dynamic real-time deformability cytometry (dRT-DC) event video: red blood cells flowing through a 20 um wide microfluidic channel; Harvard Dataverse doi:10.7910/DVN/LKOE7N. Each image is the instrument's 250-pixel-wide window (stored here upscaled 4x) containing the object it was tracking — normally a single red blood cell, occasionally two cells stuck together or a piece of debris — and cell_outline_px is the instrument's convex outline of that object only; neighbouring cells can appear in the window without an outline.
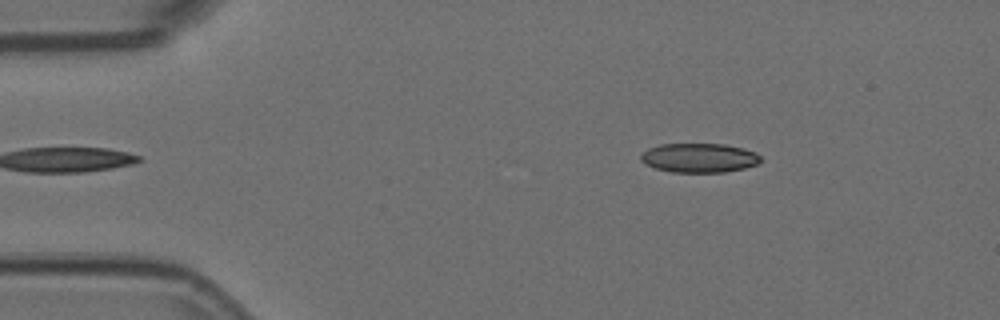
{"species": "Egyptian fruit bat (a non-hibernating species)", "species_latin": "Rousettus aegyptiacus", "temperature_condition": "room temperature", "stored_images_in_passage": 54, "camera_frame_rate_fps": 3000, "um_per_image_px": 0.085, "animal": {"sex": "female"}, "frame": {"image": 1, "passage_image": 9, "time_ms": 2.667, "image_size_px": [1000, 320], "cell_outline_px": [[760, 160], [756, 164], [744, 168], [724, 172], [672, 172], [656, 168], [640, 160], [640, 156], [648, 148], [660, 144], [724, 144], [744, 148], [756, 152], [760, 156]], "centroid_in_image_um": [59.44, 13.41], "position_along_channel_um": 25.6, "area_um2": 20.29}}
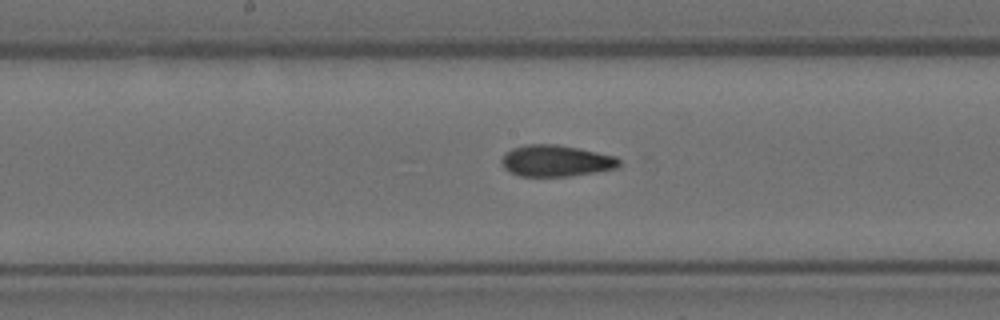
{"frame": {"image": 2, "passage_image": 28, "time_ms": 9.0, "image_size_px": [1000, 320], "cell_outline_px": [[620, 164], [616, 168], [568, 176], [520, 176], [508, 172], [504, 168], [500, 160], [512, 148], [528, 144], [556, 144], [580, 148], [616, 156], [620, 160]], "centroid_in_image_um": [47.24, 13.66], "position_along_channel_um": 201.0, "area_um2": 21.44}}
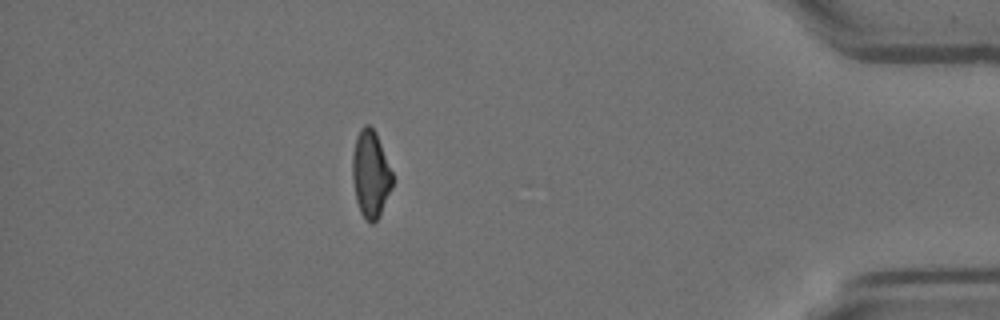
{"frame": {"image": 3, "passage_image": 48, "time_ms": 15.667, "image_size_px": [1000, 320], "cell_outline_px": [[392, 188], [380, 216], [372, 224], [364, 220], [360, 212], [356, 200], [352, 180], [352, 156], [356, 136], [360, 128], [364, 124], [368, 124], [376, 132], [392, 172]], "centroid_in_image_um": [31.49, 14.81], "position_along_channel_um": 403.7, "area_um2": 20.52}, "authors_computed_cell_mechanics": {"area_um2": 21.1837, "velocity_mm_per_s": 3.7585, "shape_relaxation_time_tau1_ms": 9.3308, "shape_relaxation_time_tau2_ms": 2.0354, "deformation_change_tau1": 0.1973, "deformation_change_tau2": 0.0796}}